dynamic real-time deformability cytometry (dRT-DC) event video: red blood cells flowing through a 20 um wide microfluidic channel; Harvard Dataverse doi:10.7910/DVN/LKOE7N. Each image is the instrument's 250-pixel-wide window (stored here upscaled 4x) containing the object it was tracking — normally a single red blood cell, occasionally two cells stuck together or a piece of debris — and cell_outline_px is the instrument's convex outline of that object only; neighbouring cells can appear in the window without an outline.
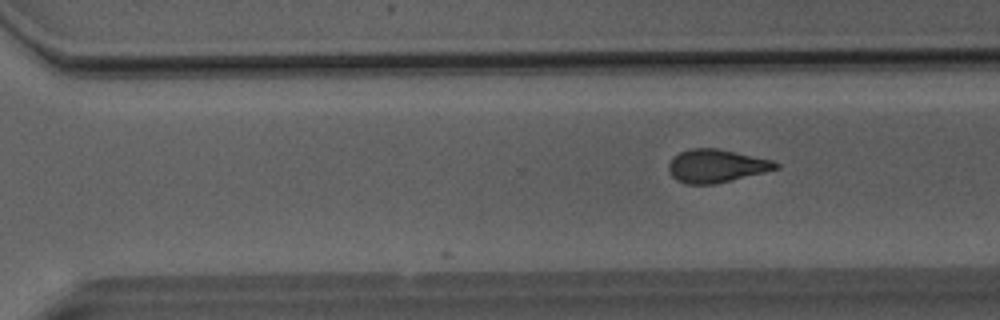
{"species": "Egyptian fruit bat (a non-hibernating species)", "species_latin": "Rousettus aegyptiacus", "temperature_condition": "room temperature", "stored_images_in_passage": 28, "camera_frame_rate_fps": 3000, "um_per_image_px": 0.085, "animal": {"sex": "male"}, "frame": {"image": 1, "passage_image": 28, "time_ms": 9.0, "image_size_px": [1000, 320], "cell_outline_px": [[780, 168], [716, 184], [688, 184], [676, 180], [668, 172], [668, 164], [672, 156], [688, 148], [716, 148], [736, 152], [772, 160], [780, 164]], "centroid_in_image_um": [60.85, 14.1], "position_along_channel_um": 309.7, "area_um2": 20.81}}